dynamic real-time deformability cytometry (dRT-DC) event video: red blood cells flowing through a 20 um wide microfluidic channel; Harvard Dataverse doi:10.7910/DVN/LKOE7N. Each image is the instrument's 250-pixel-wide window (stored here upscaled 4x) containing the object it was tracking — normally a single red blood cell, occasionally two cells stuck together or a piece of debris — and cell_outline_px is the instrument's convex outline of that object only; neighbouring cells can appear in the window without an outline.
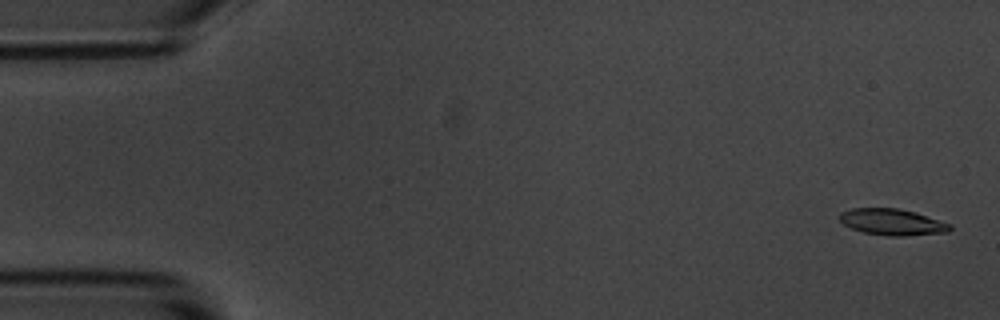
{"species": "common noctule bat (a hibernating species)", "species_latin": "Nyctalus noctula", "temperature_condition": "room temperature", "stored_images_in_passage": 4, "camera_frame_rate_fps": 3000, "um_per_image_px": 0.085, "animal": {"sex": "male", "body_mass_g": 20.1, "forearm_length_mm": 53.5}, "frame": {"image": 1, "passage_image": 1, "time_ms": 0.0, "image_size_px": [1000, 320], "cell_outline_px": [[952, 228], [948, 232], [904, 236], [888, 236], [864, 232], [852, 228], [844, 224], [836, 216], [840, 212], [852, 208], [900, 208], [916, 212], [952, 224]], "centroid_in_image_um": [75.84, 18.86], "position_along_channel_um": 9.2, "area_um2": 17.11}}
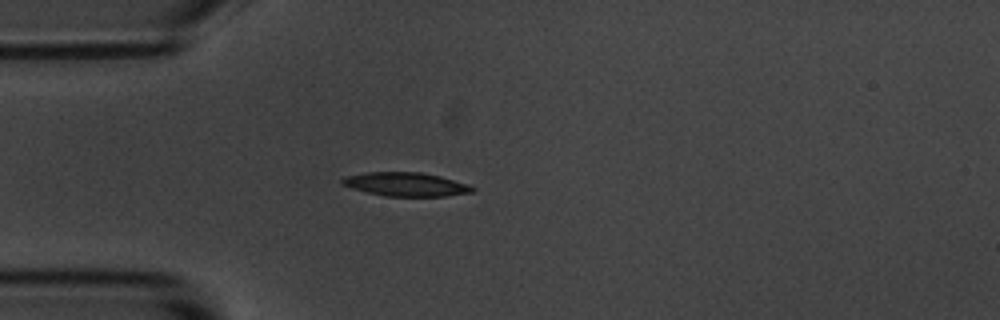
{"frame": {"image": 2, "passage_image": 4, "time_ms": 1.0, "image_size_px": [1000, 320], "cell_outline_px": [[476, 188], [472, 192], [448, 196], [384, 196], [352, 188], [340, 184], [340, 180], [344, 176], [368, 172], [420, 172], [440, 176], [468, 184]], "centroid_in_image_um": [34.48, 15.66], "position_along_channel_um": 50.5, "area_um2": 18.03}}